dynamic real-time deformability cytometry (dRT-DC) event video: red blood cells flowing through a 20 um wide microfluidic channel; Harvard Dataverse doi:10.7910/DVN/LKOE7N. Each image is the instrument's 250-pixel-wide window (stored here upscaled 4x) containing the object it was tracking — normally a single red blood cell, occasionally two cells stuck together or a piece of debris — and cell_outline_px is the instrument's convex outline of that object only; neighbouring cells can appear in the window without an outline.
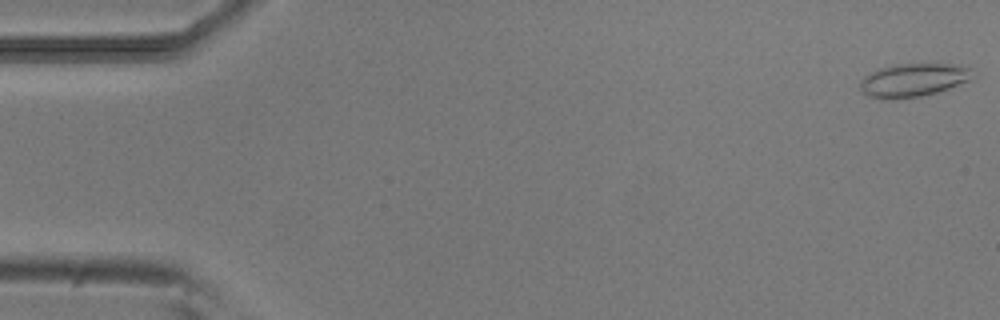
{"species": "common noctule bat (a hibernating species)", "species_latin": "Nyctalus noctula", "temperature_condition": "room temperature", "stored_images_in_passage": 53, "camera_frame_rate_fps": 3000, "um_per_image_px": 0.085, "animal": {"sex": "male", "body_mass_g": 20.5, "forearm_length_mm": 52.5}, "frame": {"image": 1, "passage_image": 1, "time_ms": 0.0, "image_size_px": [1000, 320], "cell_outline_px": [[972, 68], [968, 80], [948, 88], [936, 92], [920, 96], [880, 100], [868, 96], [860, 88], [860, 80], [864, 76], [880, 68], [896, 64], [952, 64]], "centroid_in_image_um": [77.55, 6.81], "position_along_channel_um": 7.4, "area_um2": 21.44}}
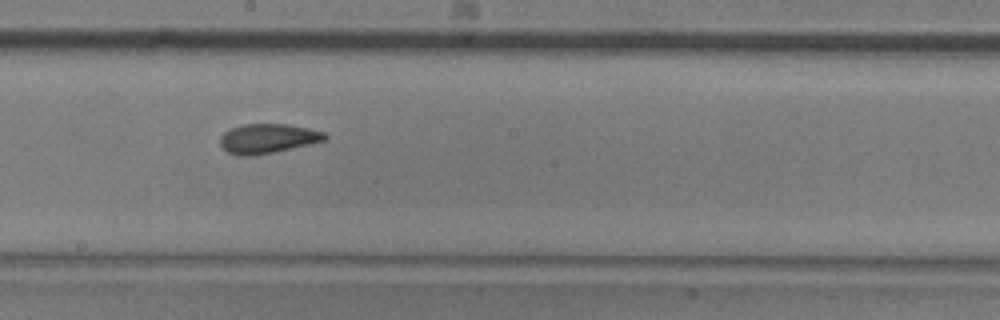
{"frame": {"image": 2, "passage_image": 29, "time_ms": 9.333, "image_size_px": [1000, 320], "cell_outline_px": [[328, 136], [324, 140], [308, 144], [272, 152], [248, 156], [240, 156], [228, 152], [220, 144], [220, 136], [224, 132], [232, 128], [244, 124], [288, 124], [308, 128], [324, 132]], "centroid_in_image_um": [22.73, 11.76], "position_along_channel_um": 225.5, "area_um2": 17.69}}
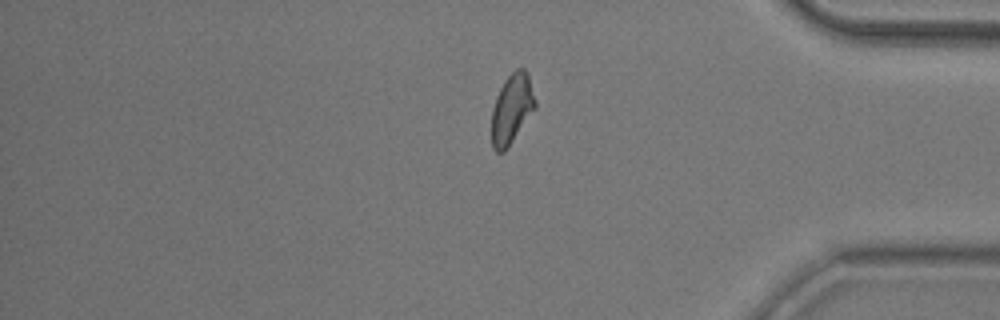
{"frame": {"image": 3, "passage_image": 44, "time_ms": 14.333, "image_size_px": [1000, 320], "cell_outline_px": [[536, 108], [504, 152], [496, 152], [492, 148], [492, 108], [496, 96], [504, 80], [516, 68], [524, 68], [528, 72], [536, 100]], "centroid_in_image_um": [43.51, 9.23], "position_along_channel_um": 391.7, "area_um2": 17.8}, "authors_computed_cell_mechanics": {"area_um2": 17.8024, "velocity_mm_per_s": 3.8137, "shape_relaxation_time_tau1_ms": 9.5359, "shape_relaxation_time_tau2_ms": 1.7426, "deformation_change_tau1": 0.1954, "deformation_change_tau2": 0.0808}}